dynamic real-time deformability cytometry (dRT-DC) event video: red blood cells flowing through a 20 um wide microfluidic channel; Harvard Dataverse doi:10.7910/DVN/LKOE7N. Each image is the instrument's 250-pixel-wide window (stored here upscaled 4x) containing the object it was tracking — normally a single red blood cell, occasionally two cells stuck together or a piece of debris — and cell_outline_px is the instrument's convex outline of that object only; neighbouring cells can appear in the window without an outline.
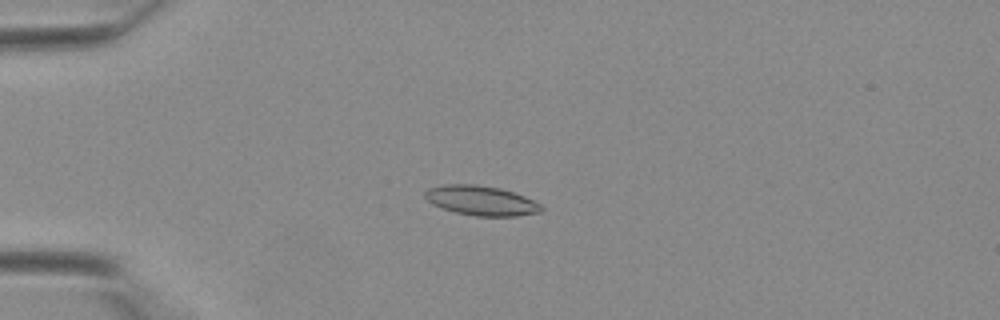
{"species": "Egyptian fruit bat (a non-hibernating species)", "species_latin": "Rousettus aegyptiacus", "temperature_condition": "warm", "stored_images_in_passage": 33, "camera_frame_rate_fps": 3000, "um_per_image_px": 0.085, "animal": {"sex": "female"}, "frame": {"image": 1, "passage_image": 3, "time_ms": 0.667, "image_size_px": [1000, 320], "cell_outline_px": [[544, 212], [516, 216], [476, 216], [456, 212], [432, 204], [424, 196], [424, 192], [428, 188], [444, 184], [476, 184], [500, 188], [524, 196], [540, 204], [544, 208]], "centroid_in_image_um": [40.91, 17.05], "position_along_channel_um": 44.1, "area_um2": 20.11}}
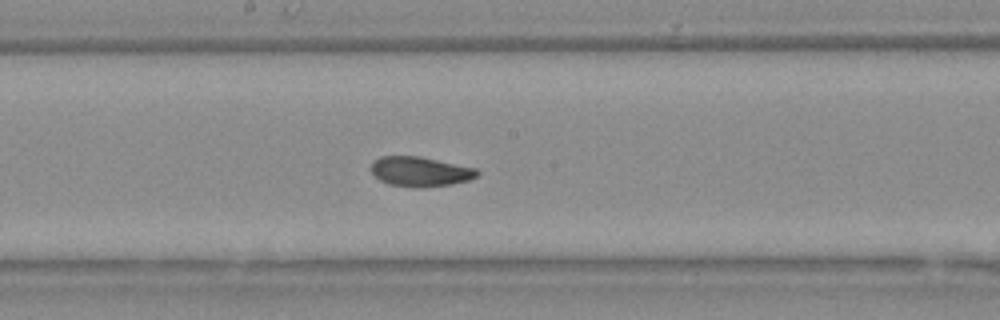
{"frame": {"image": 2, "passage_image": 15, "time_ms": 4.667, "image_size_px": [1000, 320], "cell_outline_px": [[480, 172], [476, 176], [468, 180], [452, 184], [420, 188], [412, 188], [388, 184], [380, 180], [372, 172], [372, 160], [380, 156], [420, 156], [476, 168]], "centroid_in_image_um": [35.7, 14.59], "position_along_channel_um": 212.5, "area_um2": 18.5}}
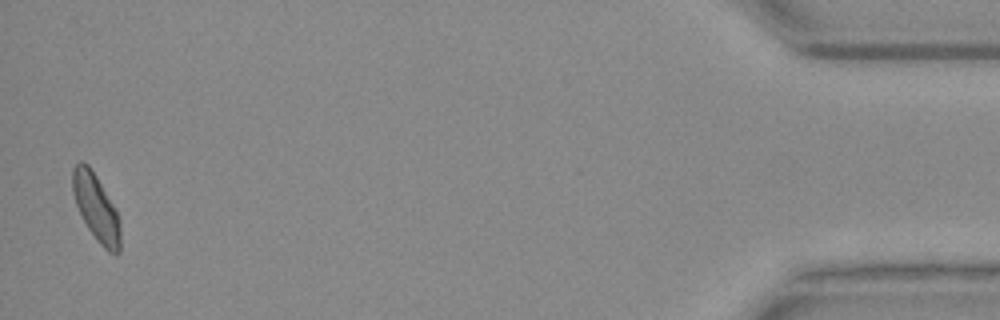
{"frame": {"image": 3, "passage_image": 33, "time_ms": 10.667, "image_size_px": [1000, 320], "cell_outline_px": [[120, 252], [108, 252], [96, 240], [88, 228], [76, 204], [72, 192], [72, 168], [80, 160], [84, 160], [88, 164], [96, 176], [116, 208], [120, 220]], "centroid_in_image_um": [8.17, 17.62], "position_along_channel_um": 427.0, "area_um2": 18.61}}